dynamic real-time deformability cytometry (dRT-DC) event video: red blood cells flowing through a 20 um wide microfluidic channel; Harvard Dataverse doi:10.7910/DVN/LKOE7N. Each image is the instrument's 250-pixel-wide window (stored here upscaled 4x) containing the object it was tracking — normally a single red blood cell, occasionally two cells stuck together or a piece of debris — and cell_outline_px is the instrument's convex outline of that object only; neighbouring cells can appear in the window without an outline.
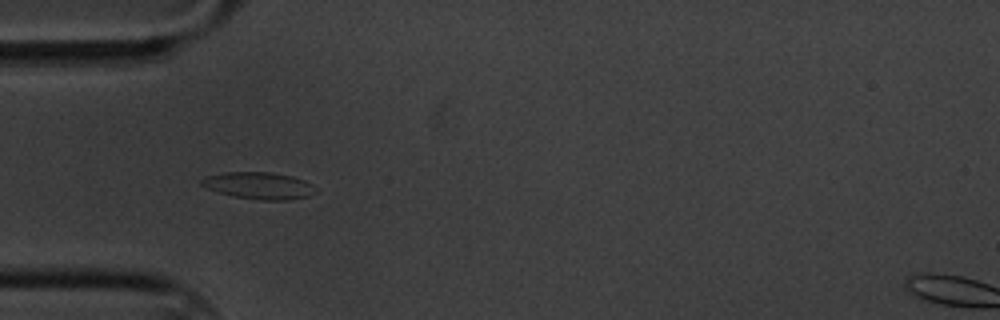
{"species": "common noctule bat (a hibernating species)", "species_latin": "Nyctalus noctula", "temperature_condition": "cold", "stored_images_in_passage": 13, "camera_frame_rate_fps": 3000, "um_per_image_px": 0.085, "animal": {"sex": "male", "body_mass_g": 20.1, "forearm_length_mm": 53.5}, "frame": {"image": 1, "passage_image": 6, "time_ms": 1.667, "image_size_px": [1000, 320], "cell_outline_px": [[316, 192], [308, 196], [288, 200], [264, 200], [232, 196], [208, 188], [200, 184], [200, 180], [204, 176], [224, 172], [268, 172], [292, 176], [304, 180], [312, 184], [316, 188]], "centroid_in_image_um": [22.01, 15.77], "position_along_channel_um": 63.0, "area_um2": 17.86}}
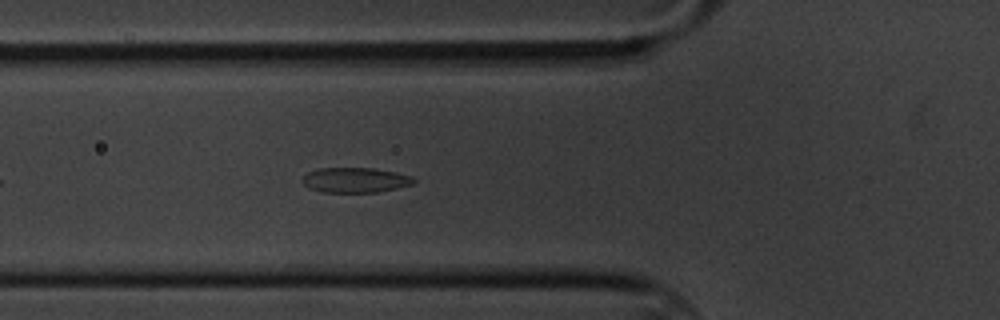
{"frame": {"image": 2, "passage_image": 9, "time_ms": 2.667, "image_size_px": [1000, 320], "cell_outline_px": [[416, 180], [412, 184], [396, 188], [376, 192], [320, 192], [308, 188], [300, 180], [308, 172], [316, 168], [372, 168], [396, 172], [412, 176]], "centroid_in_image_um": [30.15, 15.3], "position_along_channel_um": 95.6, "area_um2": 16.3}}
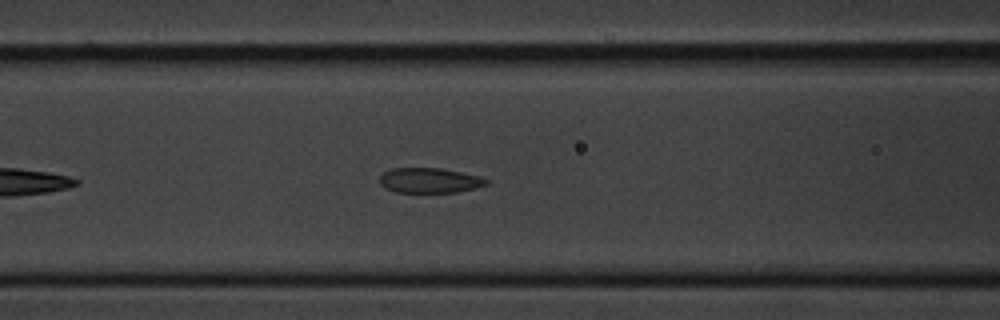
{"frame": {"image": 3, "passage_image": 12, "time_ms": 3.667, "image_size_px": [1000, 320], "cell_outline_px": [[488, 184], [476, 188], [456, 192], [396, 192], [384, 188], [380, 184], [380, 176], [384, 172], [392, 168], [440, 168], [480, 176], [488, 180]], "centroid_in_image_um": [36.5, 15.34], "position_along_channel_um": 130.1, "area_um2": 15.55}}